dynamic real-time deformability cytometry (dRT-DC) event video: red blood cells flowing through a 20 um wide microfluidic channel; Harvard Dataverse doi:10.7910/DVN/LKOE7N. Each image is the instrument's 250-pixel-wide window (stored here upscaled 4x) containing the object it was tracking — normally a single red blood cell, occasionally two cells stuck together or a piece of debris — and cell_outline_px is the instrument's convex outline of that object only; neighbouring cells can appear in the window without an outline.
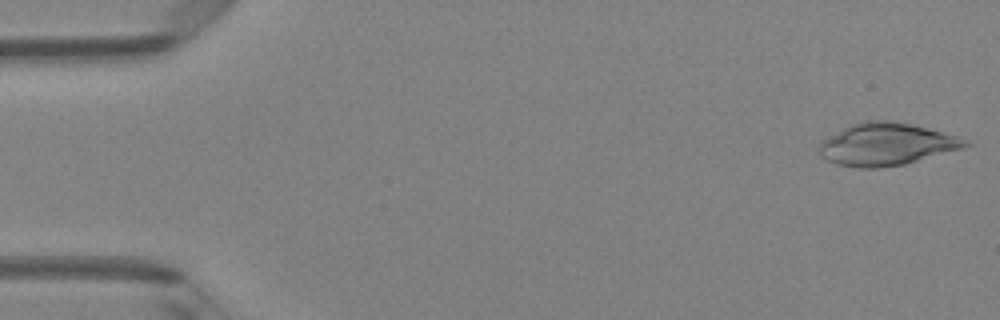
{"species": "Egyptian fruit bat (a non-hibernating species)", "species_latin": "Rousettus aegyptiacus", "temperature_condition": "room temperature", "stored_images_in_passage": 6, "camera_frame_rate_fps": 3000, "um_per_image_px": 0.085, "animal": {"sex": "female"}, "frame": {"image": 1, "passage_image": 1, "time_ms": 0.0, "image_size_px": [1000, 320], "cell_outline_px": [[972, 144], [964, 148], [904, 164], [880, 168], [856, 168], [836, 164], [820, 156], [816, 148], [824, 140], [844, 128], [852, 124], [864, 120], [892, 120], [912, 124], [928, 128], [956, 136], [968, 140]], "centroid_in_image_um": [75.35, 12.27], "position_along_channel_um": 9.7, "area_um2": 36.07}}
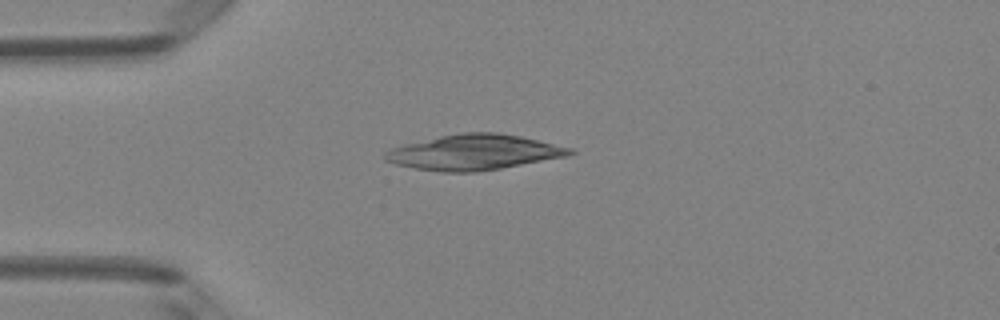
{"frame": {"image": 2, "passage_image": 4, "time_ms": 1.0, "image_size_px": [1000, 320], "cell_outline_px": [[576, 152], [568, 156], [500, 168], [476, 172], [444, 172], [416, 168], [396, 164], [384, 160], [384, 152], [392, 148], [404, 144], [440, 136], [464, 132], [496, 132], [520, 136], [572, 148]], "centroid_in_image_um": [40.29, 12.94], "position_along_channel_um": 44.7, "area_um2": 37.74}}